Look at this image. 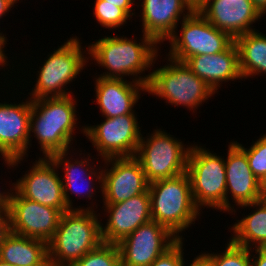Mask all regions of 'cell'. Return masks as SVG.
I'll use <instances>...</instances> for the list:
<instances>
[{
    "mask_svg": "<svg viewBox=\"0 0 266 266\" xmlns=\"http://www.w3.org/2000/svg\"><path fill=\"white\" fill-rule=\"evenodd\" d=\"M119 36H104L87 47L88 55L92 57L90 60H94L96 65L107 70L98 76L114 79L132 76V81L147 86L151 72L145 76L141 74L154 66L159 55V44L145 34L142 35L141 42Z\"/></svg>",
    "mask_w": 266,
    "mask_h": 266,
    "instance_id": "cell-1",
    "label": "cell"
},
{
    "mask_svg": "<svg viewBox=\"0 0 266 266\" xmlns=\"http://www.w3.org/2000/svg\"><path fill=\"white\" fill-rule=\"evenodd\" d=\"M73 96L31 100L29 148L32 145L31 136L34 135L43 153L42 157L49 158L53 154L70 150L73 144L71 141H74L72 135L78 126L77 100Z\"/></svg>",
    "mask_w": 266,
    "mask_h": 266,
    "instance_id": "cell-2",
    "label": "cell"
},
{
    "mask_svg": "<svg viewBox=\"0 0 266 266\" xmlns=\"http://www.w3.org/2000/svg\"><path fill=\"white\" fill-rule=\"evenodd\" d=\"M94 209H70L64 212L56 232L47 243L48 263L70 266L103 241L101 220Z\"/></svg>",
    "mask_w": 266,
    "mask_h": 266,
    "instance_id": "cell-3",
    "label": "cell"
},
{
    "mask_svg": "<svg viewBox=\"0 0 266 266\" xmlns=\"http://www.w3.org/2000/svg\"><path fill=\"white\" fill-rule=\"evenodd\" d=\"M148 190L152 220L184 239L182 231L195 224L201 214L193 200L188 173L149 183Z\"/></svg>",
    "mask_w": 266,
    "mask_h": 266,
    "instance_id": "cell-4",
    "label": "cell"
},
{
    "mask_svg": "<svg viewBox=\"0 0 266 266\" xmlns=\"http://www.w3.org/2000/svg\"><path fill=\"white\" fill-rule=\"evenodd\" d=\"M167 58L169 63L152 70L146 92L194 112L215 93L185 62Z\"/></svg>",
    "mask_w": 266,
    "mask_h": 266,
    "instance_id": "cell-5",
    "label": "cell"
},
{
    "mask_svg": "<svg viewBox=\"0 0 266 266\" xmlns=\"http://www.w3.org/2000/svg\"><path fill=\"white\" fill-rule=\"evenodd\" d=\"M81 44L79 37H70L53 53H49L45 62L41 64L42 66H39L38 74L36 73L38 77L35 80L36 84L29 93L31 100L44 97H65L73 93L66 85L73 82L77 75L79 76L83 67L87 66L89 59L84 56L88 54V48L84 50Z\"/></svg>",
    "mask_w": 266,
    "mask_h": 266,
    "instance_id": "cell-6",
    "label": "cell"
},
{
    "mask_svg": "<svg viewBox=\"0 0 266 266\" xmlns=\"http://www.w3.org/2000/svg\"><path fill=\"white\" fill-rule=\"evenodd\" d=\"M187 173L196 207L226 213V170L224 156H217L201 145H192L188 154Z\"/></svg>",
    "mask_w": 266,
    "mask_h": 266,
    "instance_id": "cell-7",
    "label": "cell"
},
{
    "mask_svg": "<svg viewBox=\"0 0 266 266\" xmlns=\"http://www.w3.org/2000/svg\"><path fill=\"white\" fill-rule=\"evenodd\" d=\"M172 136L166 130L158 128L147 137L143 133L141 135L134 157L140 162L149 183L187 172L188 154L192 144L184 145L180 139Z\"/></svg>",
    "mask_w": 266,
    "mask_h": 266,
    "instance_id": "cell-8",
    "label": "cell"
},
{
    "mask_svg": "<svg viewBox=\"0 0 266 266\" xmlns=\"http://www.w3.org/2000/svg\"><path fill=\"white\" fill-rule=\"evenodd\" d=\"M181 24V34L175 31L169 40L168 57L185 62L196 55H212L225 51L234 39L226 32L217 29L198 11H192Z\"/></svg>",
    "mask_w": 266,
    "mask_h": 266,
    "instance_id": "cell-9",
    "label": "cell"
},
{
    "mask_svg": "<svg viewBox=\"0 0 266 266\" xmlns=\"http://www.w3.org/2000/svg\"><path fill=\"white\" fill-rule=\"evenodd\" d=\"M135 114L105 117L97 125L81 127L83 134L97 149L98 156L108 158L134 157L141 140V129Z\"/></svg>",
    "mask_w": 266,
    "mask_h": 266,
    "instance_id": "cell-10",
    "label": "cell"
},
{
    "mask_svg": "<svg viewBox=\"0 0 266 266\" xmlns=\"http://www.w3.org/2000/svg\"><path fill=\"white\" fill-rule=\"evenodd\" d=\"M178 240L167 227L150 220L117 244L121 266H150Z\"/></svg>",
    "mask_w": 266,
    "mask_h": 266,
    "instance_id": "cell-11",
    "label": "cell"
},
{
    "mask_svg": "<svg viewBox=\"0 0 266 266\" xmlns=\"http://www.w3.org/2000/svg\"><path fill=\"white\" fill-rule=\"evenodd\" d=\"M31 110L29 97L25 102L0 103V152L7 168L14 169L28 156Z\"/></svg>",
    "mask_w": 266,
    "mask_h": 266,
    "instance_id": "cell-12",
    "label": "cell"
},
{
    "mask_svg": "<svg viewBox=\"0 0 266 266\" xmlns=\"http://www.w3.org/2000/svg\"><path fill=\"white\" fill-rule=\"evenodd\" d=\"M7 210L11 232L46 243L56 232L63 214L59 209L44 206L22 197L15 189Z\"/></svg>",
    "mask_w": 266,
    "mask_h": 266,
    "instance_id": "cell-13",
    "label": "cell"
},
{
    "mask_svg": "<svg viewBox=\"0 0 266 266\" xmlns=\"http://www.w3.org/2000/svg\"><path fill=\"white\" fill-rule=\"evenodd\" d=\"M37 160L14 183V189L22 197L41 205L54 207L63 213L70 210L64 200L63 185L55 163L45 157Z\"/></svg>",
    "mask_w": 266,
    "mask_h": 266,
    "instance_id": "cell-14",
    "label": "cell"
},
{
    "mask_svg": "<svg viewBox=\"0 0 266 266\" xmlns=\"http://www.w3.org/2000/svg\"><path fill=\"white\" fill-rule=\"evenodd\" d=\"M102 162L107 165L102 169L104 204L120 203L148 190L149 182L135 157L108 158Z\"/></svg>",
    "mask_w": 266,
    "mask_h": 266,
    "instance_id": "cell-15",
    "label": "cell"
},
{
    "mask_svg": "<svg viewBox=\"0 0 266 266\" xmlns=\"http://www.w3.org/2000/svg\"><path fill=\"white\" fill-rule=\"evenodd\" d=\"M103 205L104 212L109 213L105 226L101 223L104 243L118 244L139 226L152 220L149 190L120 203Z\"/></svg>",
    "mask_w": 266,
    "mask_h": 266,
    "instance_id": "cell-16",
    "label": "cell"
},
{
    "mask_svg": "<svg viewBox=\"0 0 266 266\" xmlns=\"http://www.w3.org/2000/svg\"><path fill=\"white\" fill-rule=\"evenodd\" d=\"M68 154L70 155L69 151H66V152H60V153L53 154L51 157H49L55 163L57 169L64 170V173H65L64 176L63 175H60V176H61V181L63 185V196L67 204V207L69 209H93V207H95L94 203L93 204L91 203V205L93 206L87 205L88 207L86 208L85 207L83 208L81 206H79L78 208L73 207L72 205L73 202L71 199L72 197H70V195L72 196V194L74 195L77 194L78 197L86 196L88 200L90 199L91 201H93L94 200L93 195L94 194L96 195L97 193L96 189L98 190L99 188L100 190L101 188V192H102V180L103 179H102L101 167L103 168V166H100L99 167L100 169L98 168V171H97V168H95L94 166H91L90 162H92L93 159H91L90 154H88L87 157L85 158L81 157L80 160L78 158L77 159L71 158L68 156ZM59 167H63V168H59ZM96 181L97 183H99L100 186L96 184ZM79 184L82 185L81 188ZM83 189L85 190L83 191ZM83 193L85 194V196L83 195Z\"/></svg>",
    "mask_w": 266,
    "mask_h": 266,
    "instance_id": "cell-17",
    "label": "cell"
},
{
    "mask_svg": "<svg viewBox=\"0 0 266 266\" xmlns=\"http://www.w3.org/2000/svg\"><path fill=\"white\" fill-rule=\"evenodd\" d=\"M198 12L233 39L255 31L252 25L263 16L252 0H207Z\"/></svg>",
    "mask_w": 266,
    "mask_h": 266,
    "instance_id": "cell-18",
    "label": "cell"
},
{
    "mask_svg": "<svg viewBox=\"0 0 266 266\" xmlns=\"http://www.w3.org/2000/svg\"><path fill=\"white\" fill-rule=\"evenodd\" d=\"M226 156V212L235 215V207L229 200L238 207L260 201L259 180L252 173L246 154L233 141L228 145Z\"/></svg>",
    "mask_w": 266,
    "mask_h": 266,
    "instance_id": "cell-19",
    "label": "cell"
},
{
    "mask_svg": "<svg viewBox=\"0 0 266 266\" xmlns=\"http://www.w3.org/2000/svg\"><path fill=\"white\" fill-rule=\"evenodd\" d=\"M140 1L142 33L153 38L159 46L178 30L180 19L184 20L192 12L184 0Z\"/></svg>",
    "mask_w": 266,
    "mask_h": 266,
    "instance_id": "cell-20",
    "label": "cell"
},
{
    "mask_svg": "<svg viewBox=\"0 0 266 266\" xmlns=\"http://www.w3.org/2000/svg\"><path fill=\"white\" fill-rule=\"evenodd\" d=\"M96 103L103 117L114 118L126 114H136L135 107L140 95L145 91L146 85L127 81V79H114L95 77Z\"/></svg>",
    "mask_w": 266,
    "mask_h": 266,
    "instance_id": "cell-21",
    "label": "cell"
},
{
    "mask_svg": "<svg viewBox=\"0 0 266 266\" xmlns=\"http://www.w3.org/2000/svg\"><path fill=\"white\" fill-rule=\"evenodd\" d=\"M185 64L202 79L213 91L218 93L223 82L242 80L239 70L238 48L233 42L225 51L212 55L189 57Z\"/></svg>",
    "mask_w": 266,
    "mask_h": 266,
    "instance_id": "cell-22",
    "label": "cell"
},
{
    "mask_svg": "<svg viewBox=\"0 0 266 266\" xmlns=\"http://www.w3.org/2000/svg\"><path fill=\"white\" fill-rule=\"evenodd\" d=\"M0 260L15 266H47V243L10 232L0 247Z\"/></svg>",
    "mask_w": 266,
    "mask_h": 266,
    "instance_id": "cell-23",
    "label": "cell"
},
{
    "mask_svg": "<svg viewBox=\"0 0 266 266\" xmlns=\"http://www.w3.org/2000/svg\"><path fill=\"white\" fill-rule=\"evenodd\" d=\"M245 208H255L252 213L244 216L241 220H236L230 228L234 235L230 240L249 249L266 246V201L260 200L254 203L239 206Z\"/></svg>",
    "mask_w": 266,
    "mask_h": 266,
    "instance_id": "cell-24",
    "label": "cell"
},
{
    "mask_svg": "<svg viewBox=\"0 0 266 266\" xmlns=\"http://www.w3.org/2000/svg\"><path fill=\"white\" fill-rule=\"evenodd\" d=\"M238 48L239 70L242 79L266 75V34L251 31L234 39Z\"/></svg>",
    "mask_w": 266,
    "mask_h": 266,
    "instance_id": "cell-25",
    "label": "cell"
},
{
    "mask_svg": "<svg viewBox=\"0 0 266 266\" xmlns=\"http://www.w3.org/2000/svg\"><path fill=\"white\" fill-rule=\"evenodd\" d=\"M222 253H201L209 266H252L251 249L227 241Z\"/></svg>",
    "mask_w": 266,
    "mask_h": 266,
    "instance_id": "cell-26",
    "label": "cell"
},
{
    "mask_svg": "<svg viewBox=\"0 0 266 266\" xmlns=\"http://www.w3.org/2000/svg\"><path fill=\"white\" fill-rule=\"evenodd\" d=\"M70 266H121L118 246L102 242Z\"/></svg>",
    "mask_w": 266,
    "mask_h": 266,
    "instance_id": "cell-27",
    "label": "cell"
},
{
    "mask_svg": "<svg viewBox=\"0 0 266 266\" xmlns=\"http://www.w3.org/2000/svg\"><path fill=\"white\" fill-rule=\"evenodd\" d=\"M93 10L98 24L109 30L121 28L127 24L128 19H132L123 9L111 3H105L104 0H95Z\"/></svg>",
    "mask_w": 266,
    "mask_h": 266,
    "instance_id": "cell-28",
    "label": "cell"
},
{
    "mask_svg": "<svg viewBox=\"0 0 266 266\" xmlns=\"http://www.w3.org/2000/svg\"><path fill=\"white\" fill-rule=\"evenodd\" d=\"M233 142L246 154L252 173L260 180L266 174V133L253 141L248 149L237 141Z\"/></svg>",
    "mask_w": 266,
    "mask_h": 266,
    "instance_id": "cell-29",
    "label": "cell"
},
{
    "mask_svg": "<svg viewBox=\"0 0 266 266\" xmlns=\"http://www.w3.org/2000/svg\"><path fill=\"white\" fill-rule=\"evenodd\" d=\"M179 239L170 249L158 257L150 266H184L183 241Z\"/></svg>",
    "mask_w": 266,
    "mask_h": 266,
    "instance_id": "cell-30",
    "label": "cell"
},
{
    "mask_svg": "<svg viewBox=\"0 0 266 266\" xmlns=\"http://www.w3.org/2000/svg\"><path fill=\"white\" fill-rule=\"evenodd\" d=\"M10 232V217L8 210L0 206V247L4 242V239Z\"/></svg>",
    "mask_w": 266,
    "mask_h": 266,
    "instance_id": "cell-31",
    "label": "cell"
},
{
    "mask_svg": "<svg viewBox=\"0 0 266 266\" xmlns=\"http://www.w3.org/2000/svg\"><path fill=\"white\" fill-rule=\"evenodd\" d=\"M251 252L255 253H251L252 266H266V246L256 247Z\"/></svg>",
    "mask_w": 266,
    "mask_h": 266,
    "instance_id": "cell-32",
    "label": "cell"
},
{
    "mask_svg": "<svg viewBox=\"0 0 266 266\" xmlns=\"http://www.w3.org/2000/svg\"><path fill=\"white\" fill-rule=\"evenodd\" d=\"M105 3H111L116 7L123 9L130 17L135 16L133 3L135 0H104ZM134 12V13H133Z\"/></svg>",
    "mask_w": 266,
    "mask_h": 266,
    "instance_id": "cell-33",
    "label": "cell"
},
{
    "mask_svg": "<svg viewBox=\"0 0 266 266\" xmlns=\"http://www.w3.org/2000/svg\"><path fill=\"white\" fill-rule=\"evenodd\" d=\"M12 188L10 190H0V206L8 209L10 207L11 197H12V191H14V183L12 184ZM8 191V192H7Z\"/></svg>",
    "mask_w": 266,
    "mask_h": 266,
    "instance_id": "cell-34",
    "label": "cell"
},
{
    "mask_svg": "<svg viewBox=\"0 0 266 266\" xmlns=\"http://www.w3.org/2000/svg\"><path fill=\"white\" fill-rule=\"evenodd\" d=\"M19 0H0V19L5 16V14L12 10L14 4H17ZM3 16V17H2Z\"/></svg>",
    "mask_w": 266,
    "mask_h": 266,
    "instance_id": "cell-35",
    "label": "cell"
},
{
    "mask_svg": "<svg viewBox=\"0 0 266 266\" xmlns=\"http://www.w3.org/2000/svg\"><path fill=\"white\" fill-rule=\"evenodd\" d=\"M4 35L5 34L3 32H0V61L7 67L10 64H7L9 61H7L8 57L6 56L3 48L6 47L8 39Z\"/></svg>",
    "mask_w": 266,
    "mask_h": 266,
    "instance_id": "cell-36",
    "label": "cell"
},
{
    "mask_svg": "<svg viewBox=\"0 0 266 266\" xmlns=\"http://www.w3.org/2000/svg\"><path fill=\"white\" fill-rule=\"evenodd\" d=\"M207 0H184V2L191 8L192 11H198Z\"/></svg>",
    "mask_w": 266,
    "mask_h": 266,
    "instance_id": "cell-37",
    "label": "cell"
},
{
    "mask_svg": "<svg viewBox=\"0 0 266 266\" xmlns=\"http://www.w3.org/2000/svg\"><path fill=\"white\" fill-rule=\"evenodd\" d=\"M259 190L261 200L266 201V174L259 180Z\"/></svg>",
    "mask_w": 266,
    "mask_h": 266,
    "instance_id": "cell-38",
    "label": "cell"
},
{
    "mask_svg": "<svg viewBox=\"0 0 266 266\" xmlns=\"http://www.w3.org/2000/svg\"><path fill=\"white\" fill-rule=\"evenodd\" d=\"M185 266V263H184ZM187 266H209L208 262L199 254Z\"/></svg>",
    "mask_w": 266,
    "mask_h": 266,
    "instance_id": "cell-39",
    "label": "cell"
},
{
    "mask_svg": "<svg viewBox=\"0 0 266 266\" xmlns=\"http://www.w3.org/2000/svg\"><path fill=\"white\" fill-rule=\"evenodd\" d=\"M253 4L263 14H266V0H252Z\"/></svg>",
    "mask_w": 266,
    "mask_h": 266,
    "instance_id": "cell-40",
    "label": "cell"
},
{
    "mask_svg": "<svg viewBox=\"0 0 266 266\" xmlns=\"http://www.w3.org/2000/svg\"><path fill=\"white\" fill-rule=\"evenodd\" d=\"M0 266H15V265H12V264H9V263H6L0 260Z\"/></svg>",
    "mask_w": 266,
    "mask_h": 266,
    "instance_id": "cell-41",
    "label": "cell"
},
{
    "mask_svg": "<svg viewBox=\"0 0 266 266\" xmlns=\"http://www.w3.org/2000/svg\"><path fill=\"white\" fill-rule=\"evenodd\" d=\"M0 66L3 68L5 65L0 61Z\"/></svg>",
    "mask_w": 266,
    "mask_h": 266,
    "instance_id": "cell-42",
    "label": "cell"
},
{
    "mask_svg": "<svg viewBox=\"0 0 266 266\" xmlns=\"http://www.w3.org/2000/svg\"><path fill=\"white\" fill-rule=\"evenodd\" d=\"M0 157L3 158V160H5L6 158L2 155V153L0 152Z\"/></svg>",
    "mask_w": 266,
    "mask_h": 266,
    "instance_id": "cell-43",
    "label": "cell"
}]
</instances>
